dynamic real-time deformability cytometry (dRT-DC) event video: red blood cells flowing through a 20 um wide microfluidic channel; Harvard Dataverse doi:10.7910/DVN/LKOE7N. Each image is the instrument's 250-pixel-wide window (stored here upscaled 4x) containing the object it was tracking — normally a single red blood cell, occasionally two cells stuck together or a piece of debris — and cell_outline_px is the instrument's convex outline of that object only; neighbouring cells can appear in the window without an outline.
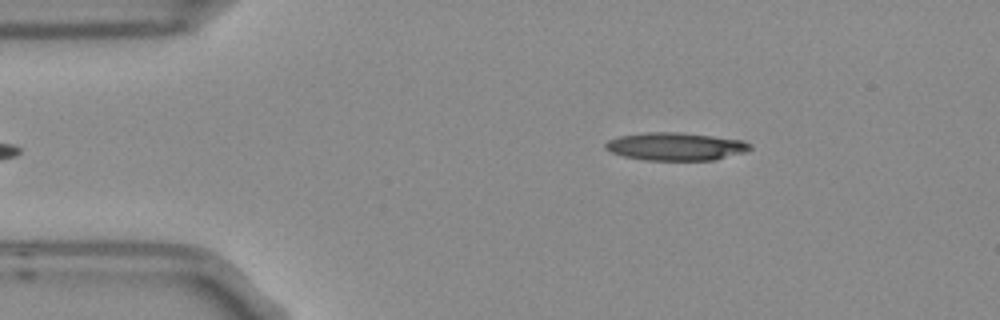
{"species": "Egyptian fruit bat (a non-hibernating species)", "species_latin": "Rousettus aegyptiacus", "temperature_condition": "room temperature", "stored_images_in_passage": 4, "camera_frame_rate_fps": 3000, "um_per_image_px": 0.085, "frame": {"image": 1, "passage_image": 4, "time_ms": 1.0, "image_size_px": [1000, 320], "cell_outline_px": [[752, 148], [744, 152], [712, 160], [648, 160], [624, 156], [612, 152], [604, 148], [604, 144], [608, 140], [620, 136], [644, 132], [680, 132], [744, 140], [752, 144]], "centroid_in_image_um": [57.43, 12.44], "position_along_channel_um": 27.6, "area_um2": 23.41}}